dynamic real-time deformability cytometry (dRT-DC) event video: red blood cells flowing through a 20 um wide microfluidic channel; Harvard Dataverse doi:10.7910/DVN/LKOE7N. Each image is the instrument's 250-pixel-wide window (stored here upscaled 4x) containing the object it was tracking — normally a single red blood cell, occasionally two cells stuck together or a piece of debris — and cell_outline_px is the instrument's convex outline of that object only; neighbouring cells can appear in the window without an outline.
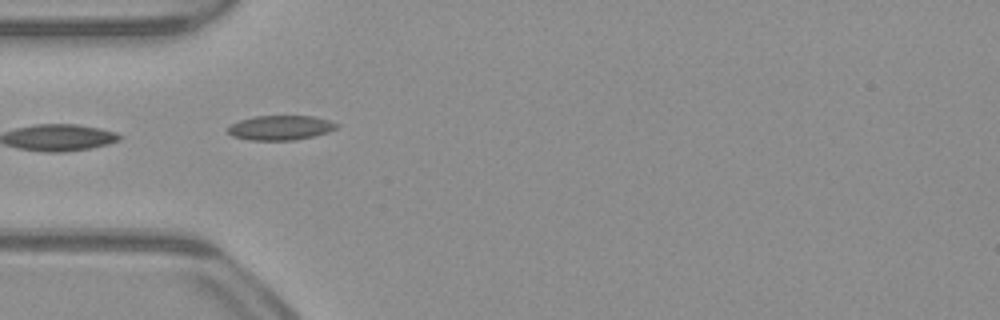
{"species": "common noctule bat (a hibernating species)", "species_latin": "Nyctalus noctula", "temperature_condition": "warm", "stored_images_in_passage": 23, "camera_frame_rate_fps": 3000, "um_per_image_px": 0.085, "animal": {"sex": "male", "body_mass_g": 23.1, "forearm_length_mm": 52.7}, "frame": {"image": 1, "passage_image": 1, "time_ms": 0.0, "image_size_px": [1000, 320], "cell_outline_px": [[340, 124], [336, 128], [328, 132], [316, 136], [296, 140], [252, 140], [232, 136], [228, 132], [228, 128], [232, 124], [240, 120], [252, 116], [312, 116], [328, 120]], "centroid_in_image_um": [23.86, 10.86], "position_along_channel_um": 61.1, "area_um2": 15.61}}